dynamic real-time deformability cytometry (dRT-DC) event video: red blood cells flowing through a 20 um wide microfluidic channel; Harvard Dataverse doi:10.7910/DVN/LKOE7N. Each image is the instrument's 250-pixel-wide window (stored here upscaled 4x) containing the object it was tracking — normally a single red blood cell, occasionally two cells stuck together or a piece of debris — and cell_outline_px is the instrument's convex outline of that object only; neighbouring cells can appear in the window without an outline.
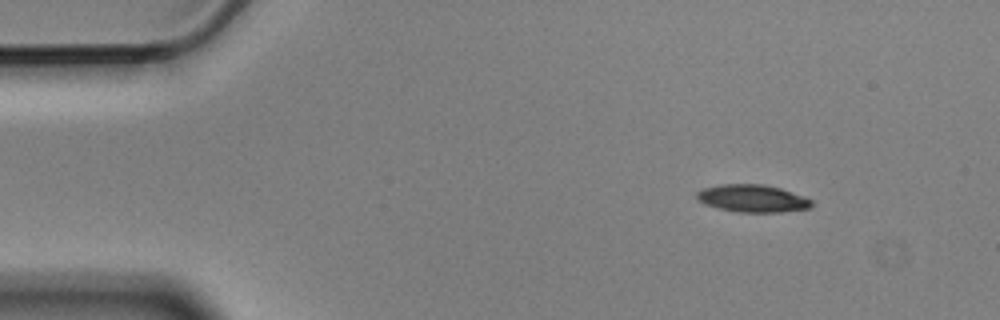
{"species": "Egyptian fruit bat (a non-hibernating species)", "species_latin": "Rousettus aegyptiacus", "temperature_condition": "cold", "stored_images_in_passage": 4, "camera_frame_rate_fps": 3000, "um_per_image_px": 0.085, "animal": {"sex": "male"}, "frame": {"image": 1, "passage_image": 1, "time_ms": 0.0, "image_size_px": [1000, 320], "cell_outline_px": [[812, 204], [808, 208], [780, 212], [740, 212], [720, 208], [704, 204], [696, 196], [696, 192], [704, 188], [720, 184], [764, 184], [780, 188], [804, 196], [812, 200]], "centroid_in_image_um": [63.96, 16.85], "position_along_channel_um": 21.0, "area_um2": 18.21}}
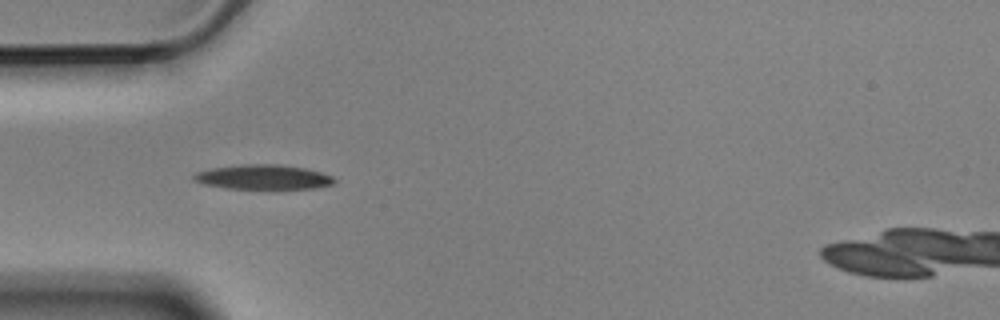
{"frame": {"image": 2, "passage_image": 3, "time_ms": 0.667, "image_size_px": [1000, 320], "cell_outline_px": [[336, 180], [332, 184], [316, 188], [228, 188], [204, 184], [192, 180], [192, 176], [196, 172], [212, 168], [240, 164], [280, 164], [304, 168], [320, 172], [332, 176]], "centroid_in_image_um": [22.35, 15.04], "position_along_channel_um": 62.7, "area_um2": 20.0}}
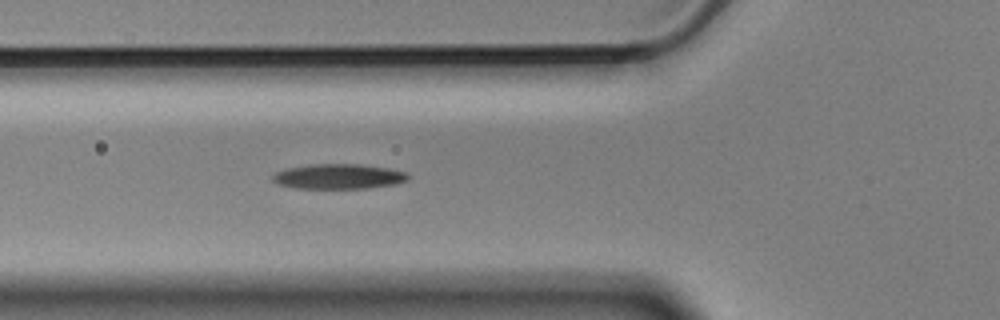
{"frame": {"image": 3, "passage_image": 4, "time_ms": 1.0, "image_size_px": [1000, 320], "cell_outline_px": [[408, 180], [396, 184], [368, 188], [296, 188], [280, 184], [272, 180], [272, 176], [276, 172], [288, 168], [312, 164], [360, 164], [388, 168], [408, 172]], "centroid_in_image_um": [28.82, 14.99], "position_along_channel_um": 97.0, "area_um2": 19.65}}